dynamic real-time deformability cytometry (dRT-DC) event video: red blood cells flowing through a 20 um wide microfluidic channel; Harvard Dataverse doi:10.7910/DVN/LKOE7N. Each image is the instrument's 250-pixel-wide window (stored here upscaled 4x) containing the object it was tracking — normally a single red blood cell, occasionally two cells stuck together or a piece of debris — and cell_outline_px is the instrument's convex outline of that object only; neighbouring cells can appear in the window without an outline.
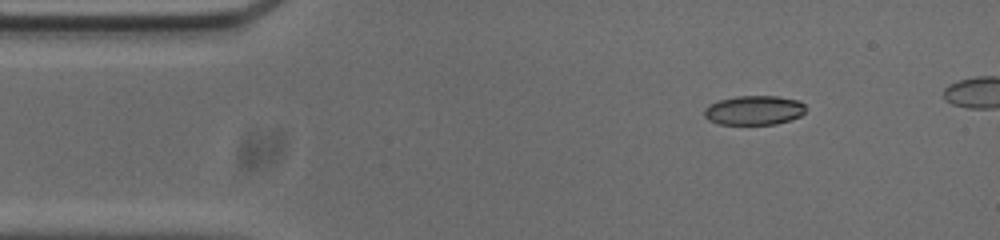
{"species": "common noctule bat (a hibernating species)", "species_latin": "Nyctalus noctula", "temperature_condition": "cold", "stored_images_in_passage": 41, "camera_frame_rate_fps": 3000, "um_per_image_px": 0.085, "animal": {"sex": "male", "body_mass_g": 20.0, "forearm_length_mm": 53.3}, "frame": {"image": 1, "passage_image": 1, "time_ms": 0.0, "image_size_px": [1000, 240], "cell_outline_px": [[804, 112], [800, 116], [776, 124], [720, 124], [708, 120], [704, 116], [704, 108], [708, 104], [720, 100], [736, 96], [776, 96], [800, 100], [804, 104]], "centroid_in_image_um": [64.07, 9.36], "position_along_channel_um": 20.9, "area_um2": 17.34}}
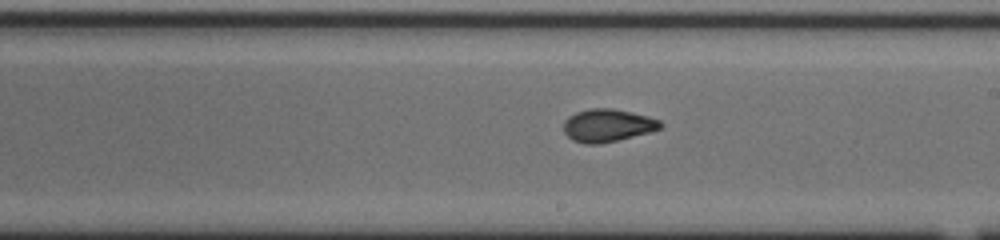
{"frame": {"image": 2, "passage_image": 23, "time_ms": 7.333, "image_size_px": [1000, 240], "cell_outline_px": [[664, 124], [660, 128], [648, 132], [600, 144], [584, 144], [572, 140], [564, 132], [564, 120], [568, 116], [576, 112], [588, 108], [612, 108], [632, 112], [648, 116], [660, 120]], "centroid_in_image_um": [51.62, 10.65], "position_along_channel_um": 237.4, "area_um2": 18.5}}
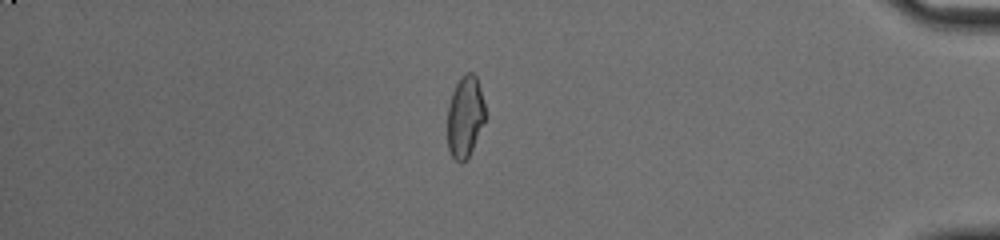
{"frame": {"image": 3, "passage_image": 39, "time_ms": 12.667, "image_size_px": [1000, 240], "cell_outline_px": [[484, 120], [472, 148], [468, 156], [460, 164], [452, 156], [448, 148], [448, 104], [452, 92], [456, 84], [464, 72], [472, 72], [476, 76], [480, 88], [484, 104]], "centroid_in_image_um": [39.5, 9.88], "position_along_channel_um": 395.7, "area_um2": 17.57}, "authors_computed_cell_mechanics": {"area_um2": 18.3804, "velocity_mm_per_s": 3.7888, "shape_relaxation_time_tau1_ms": 6.6776, "shape_relaxation_time_tau2_ms": 1.4496, "deformation_change_tau1": 0.1663, "deformation_change_tau2": 0.0555}}